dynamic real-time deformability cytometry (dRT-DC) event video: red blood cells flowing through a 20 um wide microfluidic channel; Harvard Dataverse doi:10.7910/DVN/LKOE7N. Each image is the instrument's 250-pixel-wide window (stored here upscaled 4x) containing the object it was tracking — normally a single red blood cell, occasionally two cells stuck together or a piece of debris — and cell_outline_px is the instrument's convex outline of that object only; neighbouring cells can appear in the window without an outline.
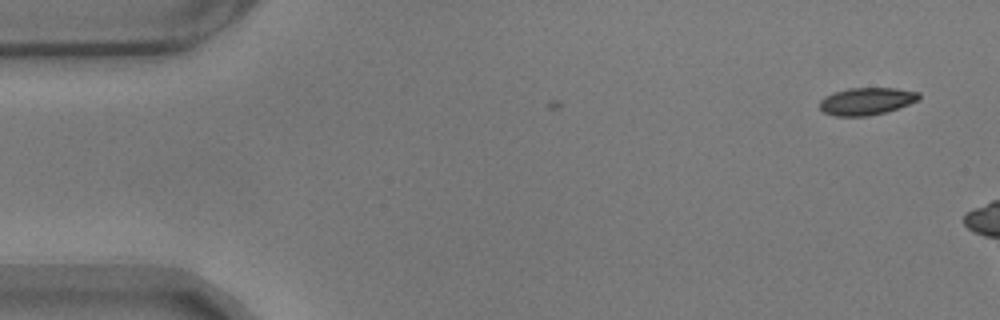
{"species": "common noctule bat (a hibernating species)", "species_latin": "Nyctalus noctula", "temperature_condition": "warm", "stored_images_in_passage": 6, "camera_frame_rate_fps": 3000, "um_per_image_px": 0.085, "animal": {"sex": "male", "body_mass_g": 17.9}, "frame": {"image": 1, "passage_image": 1, "time_ms": 0.0, "image_size_px": [1000, 320], "cell_outline_px": [[920, 100], [884, 112], [868, 116], [836, 116], [824, 112], [820, 108], [820, 100], [824, 96], [848, 88], [896, 88], [920, 92]], "centroid_in_image_um": [73.66, 8.59], "position_along_channel_um": 11.3, "area_um2": 15.72}}